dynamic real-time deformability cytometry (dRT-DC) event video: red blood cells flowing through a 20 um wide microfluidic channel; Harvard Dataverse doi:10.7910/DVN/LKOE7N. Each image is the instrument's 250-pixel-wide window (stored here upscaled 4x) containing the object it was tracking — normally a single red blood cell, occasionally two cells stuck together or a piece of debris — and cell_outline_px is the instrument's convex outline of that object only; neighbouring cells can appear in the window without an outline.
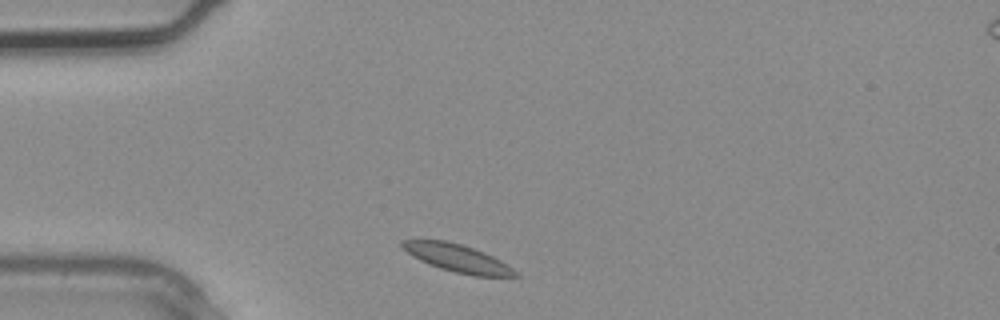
{"species": "common noctule bat (a hibernating species)", "species_latin": "Nyctalus noctula", "temperature_condition": "warm", "stored_images_in_passage": 2, "camera_frame_rate_fps": 3000, "um_per_image_px": 0.085, "animal": {"sex": "male", "body_mass_g": 20.4}, "frame": {"image": 1, "passage_image": 1, "time_ms": 0.0, "image_size_px": [1000, 320], "cell_outline_px": [[520, 276], [472, 276], [440, 268], [420, 260], [412, 256], [400, 244], [400, 240], [444, 240], [460, 244], [484, 252], [500, 260], [512, 268]], "centroid_in_image_um": [38.87, 21.94], "position_along_channel_um": 46.1, "area_um2": 17.86}}